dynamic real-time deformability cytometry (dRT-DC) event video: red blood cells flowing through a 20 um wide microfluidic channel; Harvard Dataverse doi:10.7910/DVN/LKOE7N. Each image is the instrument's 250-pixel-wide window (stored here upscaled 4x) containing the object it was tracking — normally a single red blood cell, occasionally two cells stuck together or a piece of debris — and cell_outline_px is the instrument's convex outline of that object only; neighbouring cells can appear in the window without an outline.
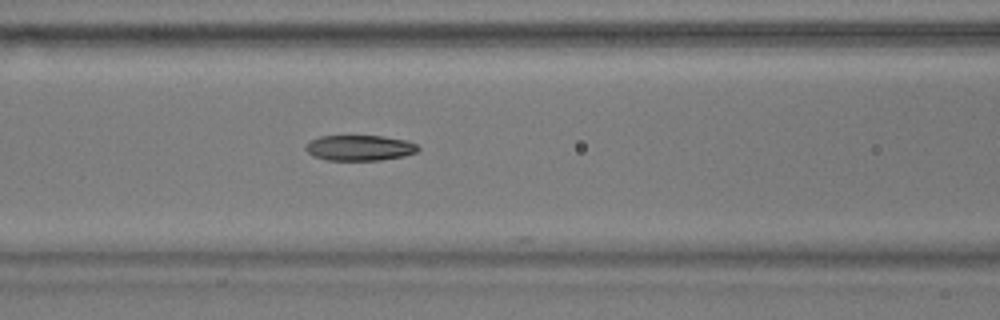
{"species": "common noctule bat (a hibernating species)", "species_latin": "Nyctalus noctula", "temperature_condition": "warm", "stored_images_in_passage": 42, "camera_frame_rate_fps": 3000, "um_per_image_px": 0.085, "animal": {"sex": "male", "body_mass_g": 17.9}, "frame": {"image": 1, "passage_image": 9, "time_ms": 2.667, "image_size_px": [1000, 320], "cell_outline_px": [[420, 148], [416, 152], [404, 156], [380, 160], [328, 160], [312, 156], [304, 148], [312, 140], [320, 136], [380, 136], [404, 140], [416, 144]], "centroid_in_image_um": [30.56, 12.57], "position_along_channel_um": 136.0, "area_um2": 16.53}}
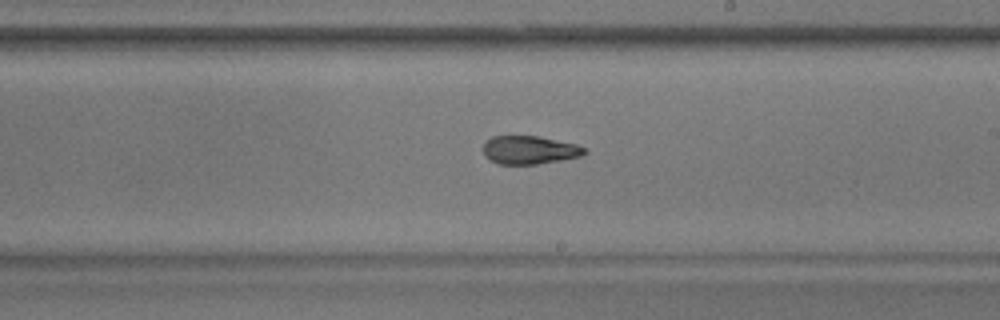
{"frame": {"image": 2, "passage_image": 18, "time_ms": 5.667, "image_size_px": [1000, 320], "cell_outline_px": [[588, 152], [580, 156], [560, 160], [536, 164], [496, 164], [484, 156], [484, 140], [492, 136], [540, 136], [576, 144], [588, 148]], "centroid_in_image_um": [45.0, 12.74], "position_along_channel_um": 244.0, "area_um2": 16.88}}
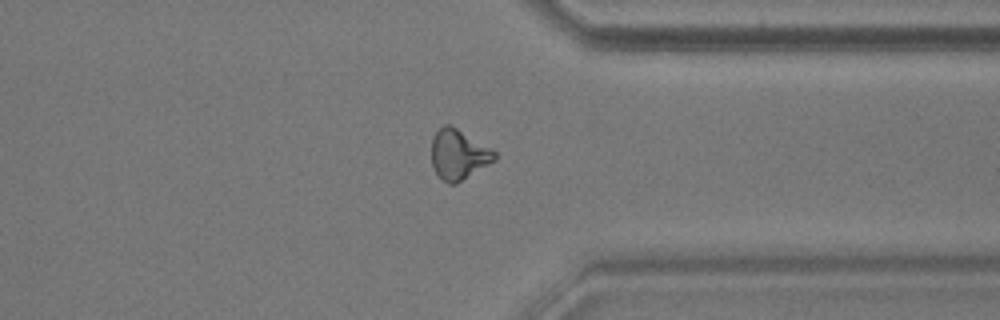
{"frame": {"image": 3, "passage_image": 29, "time_ms": 9.333, "image_size_px": [1000, 320], "cell_outline_px": [[496, 160], [456, 184], [448, 184], [436, 172], [432, 164], [432, 136], [444, 124], [448, 124], [456, 128], [492, 148], [496, 152]], "centroid_in_image_um": [38.99, 13.13], "position_along_channel_um": 372.4, "area_um2": 18.26}, "authors_computed_cell_mechanics": {"area_um2": 17.1377, "velocity_mm_per_s": 3.6036, "shape_relaxation_time_tau1_ms": null, "shape_relaxation_time_tau2_ms": 4.7111, "deformation_change_tau1": null, "deformation_change_tau2": 0.1326}}